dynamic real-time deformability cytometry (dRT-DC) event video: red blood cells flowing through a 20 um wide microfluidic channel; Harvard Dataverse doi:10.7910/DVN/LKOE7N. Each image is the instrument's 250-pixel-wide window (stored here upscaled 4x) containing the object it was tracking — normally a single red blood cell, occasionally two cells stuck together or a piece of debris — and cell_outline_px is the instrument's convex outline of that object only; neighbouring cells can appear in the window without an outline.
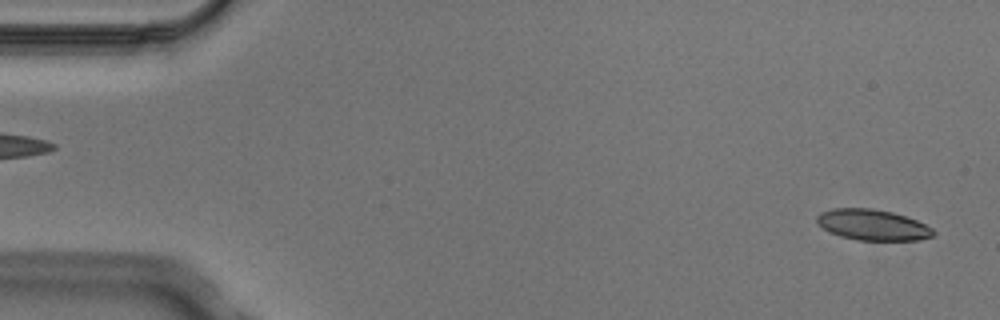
{"species": "Egyptian fruit bat (a non-hibernating species)", "species_latin": "Rousettus aegyptiacus", "temperature_condition": "cold", "stored_images_in_passage": 5, "segment_of_instrument_passage": [2, 2], "camera_frame_rate_fps": 3000, "um_per_image_px": 0.085, "animal": {"sex": "male"}, "frame": {"image": 1, "passage_image": 5, "time_ms": 1.333, "image_size_px": [1000, 320], "cell_outline_px": [[936, 232], [932, 236], [920, 240], [856, 240], [840, 236], [828, 232], [816, 220], [816, 216], [820, 212], [832, 208], [872, 208], [892, 212], [916, 220], [932, 228]], "centroid_in_image_um": [74.15, 19.11], "position_along_channel_um": 10.8, "area_um2": 20.92}}